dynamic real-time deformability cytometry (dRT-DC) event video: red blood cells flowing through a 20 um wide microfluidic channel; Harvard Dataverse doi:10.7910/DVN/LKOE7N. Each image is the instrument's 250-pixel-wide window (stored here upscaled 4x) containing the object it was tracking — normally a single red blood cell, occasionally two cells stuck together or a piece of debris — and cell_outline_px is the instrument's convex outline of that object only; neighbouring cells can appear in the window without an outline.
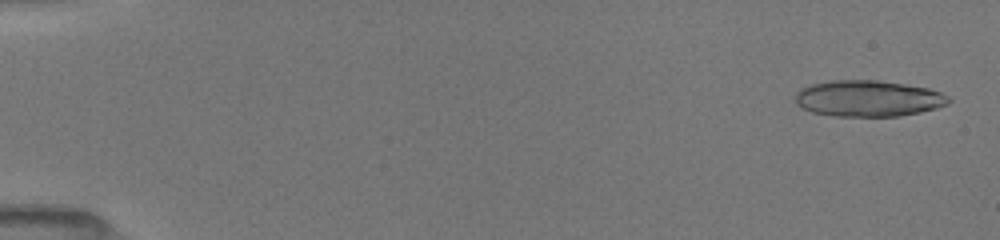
{"species": "common noctule bat (a hibernating species)", "species_latin": "Nyctalus noctula", "temperature_condition": "room temperature", "stored_images_in_passage": 45, "camera_frame_rate_fps": 3000, "um_per_image_px": 0.085, "animal": {"sex": "female", "body_mass_g": 19.5, "forearm_length_mm": 54.1}, "frame": {"image": 1, "passage_image": 2, "time_ms": 0.333, "image_size_px": [1000, 240], "cell_outline_px": [[952, 100], [948, 104], [936, 108], [920, 112], [900, 116], [832, 116], [812, 112], [800, 108], [796, 104], [796, 92], [800, 88], [808, 84], [832, 80], [876, 80], [904, 84], [928, 88], [940, 92], [948, 96]], "centroid_in_image_um": [73.76, 8.37], "position_along_channel_um": 11.2, "area_um2": 32.6}}
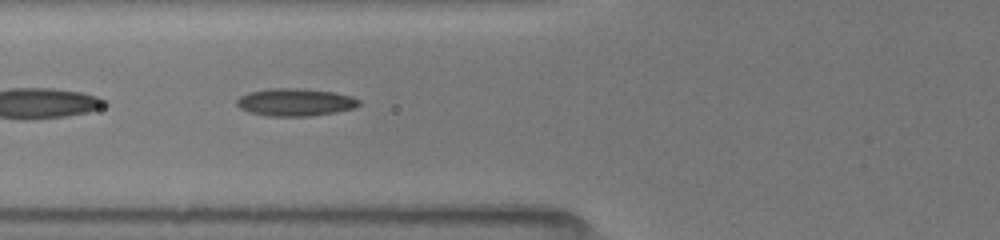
{"frame": {"image": 2, "passage_image": 34, "time_ms": 6.667, "image_size_px": [1000, 240], "cell_outline_px": [[360, 104], [356, 108], [336, 112], [308, 116], [268, 116], [248, 112], [240, 108], [236, 104], [236, 100], [240, 96], [248, 92], [268, 88], [296, 88], [332, 92], [352, 96], [360, 100]], "centroid_in_image_um": [25.08, 8.69], "position_along_channel_um": 100.7, "area_um2": 19.71}}
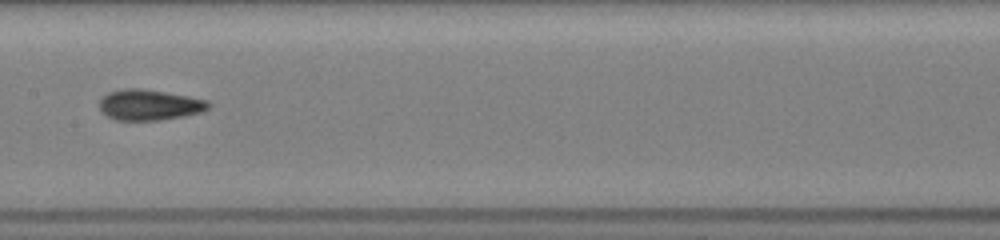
{"frame": {"image": 3, "passage_image": 40, "time_ms": 9.0, "image_size_px": [1000, 240], "cell_outline_px": [[212, 104], [204, 112], [184, 116], [160, 120], [116, 120], [100, 112], [100, 100], [108, 92], [124, 88], [140, 88], [164, 92], [208, 100]], "centroid_in_image_um": [12.71, 8.92], "position_along_channel_um": 194.7, "area_um2": 19.54}}